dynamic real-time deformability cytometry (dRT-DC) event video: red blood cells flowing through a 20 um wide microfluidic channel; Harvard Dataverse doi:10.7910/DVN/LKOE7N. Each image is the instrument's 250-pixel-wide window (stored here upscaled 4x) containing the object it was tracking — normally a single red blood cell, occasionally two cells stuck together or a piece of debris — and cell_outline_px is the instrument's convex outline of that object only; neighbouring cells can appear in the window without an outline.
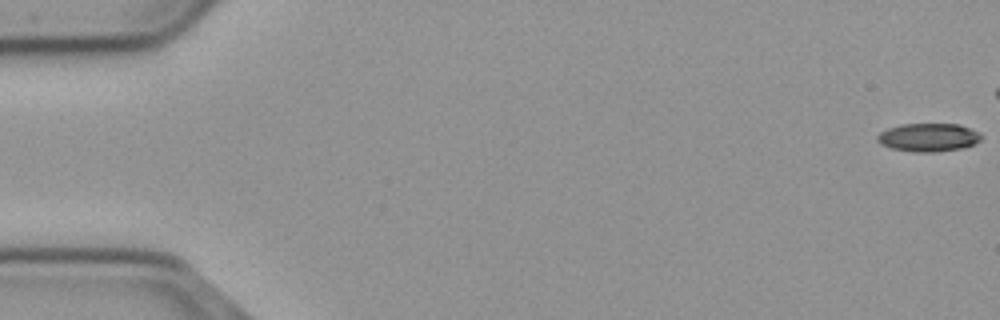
{"species": "common noctule bat (a hibernating species)", "species_latin": "Nyctalus noctula", "temperature_condition": "cold", "stored_images_in_passage": 15, "camera_frame_rate_fps": 3000, "um_per_image_px": 0.085, "animal": {"sex": "male", "body_mass_g": 23.1, "forearm_length_mm": 52.7}, "frame": {"image": 1, "passage_image": 1, "time_ms": 0.0, "image_size_px": [1000, 320], "cell_outline_px": [[984, 136], [976, 144], [964, 148], [936, 152], [912, 152], [892, 148], [880, 144], [876, 140], [876, 136], [880, 132], [888, 128], [900, 124], [960, 124], [980, 132]], "centroid_in_image_um": [78.95, 11.68], "position_along_channel_um": 6.1, "area_um2": 17.46}}
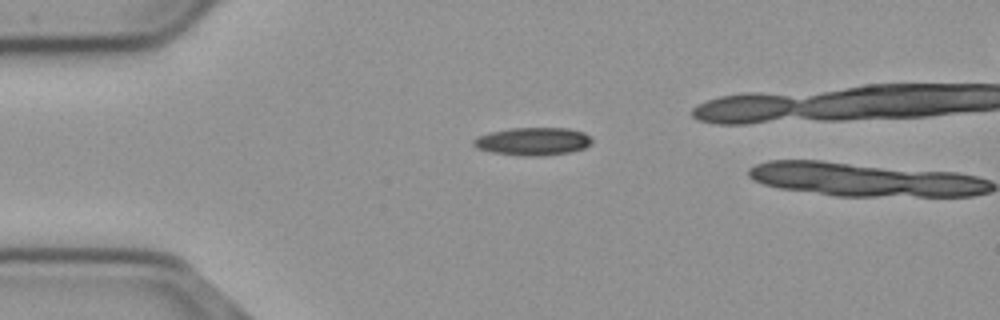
{"frame": {"image": 2, "passage_image": 14, "time_ms": 4.333, "image_size_px": [1000, 320], "cell_outline_px": [[592, 140], [584, 148], [568, 152], [540, 156], [520, 156], [492, 152], [476, 148], [472, 144], [472, 140], [476, 136], [488, 132], [512, 128], [568, 128], [584, 132], [592, 136]], "centroid_in_image_um": [45.25, 12.01], "position_along_channel_um": 39.7, "area_um2": 19.36}}